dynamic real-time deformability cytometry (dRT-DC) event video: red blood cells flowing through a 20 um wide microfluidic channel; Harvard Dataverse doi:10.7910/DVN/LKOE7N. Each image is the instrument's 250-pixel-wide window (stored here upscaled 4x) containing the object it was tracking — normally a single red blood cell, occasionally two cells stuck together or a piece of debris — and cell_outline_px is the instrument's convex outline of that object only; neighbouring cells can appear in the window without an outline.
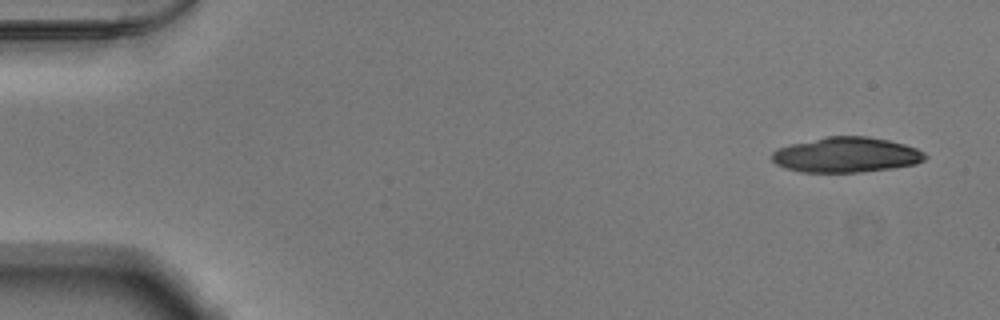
{"species": "Egyptian fruit bat (a non-hibernating species)", "species_latin": "Rousettus aegyptiacus", "temperature_condition": "warm", "stored_images_in_passage": 16, "camera_frame_rate_fps": 3000, "um_per_image_px": 0.085, "animal": {"sex": "male"}, "frame": {"image": 1, "passage_image": 1, "time_ms": 0.0, "image_size_px": [1000, 320], "cell_outline_px": [[928, 156], [924, 160], [916, 164], [892, 168], [856, 172], [800, 172], [784, 168], [776, 164], [772, 160], [772, 152], [776, 148], [792, 144], [828, 136], [868, 136], [888, 140], [904, 144], [916, 148], [924, 152]], "centroid_in_image_um": [71.93, 13.16], "position_along_channel_um": 13.1, "area_um2": 31.39}}